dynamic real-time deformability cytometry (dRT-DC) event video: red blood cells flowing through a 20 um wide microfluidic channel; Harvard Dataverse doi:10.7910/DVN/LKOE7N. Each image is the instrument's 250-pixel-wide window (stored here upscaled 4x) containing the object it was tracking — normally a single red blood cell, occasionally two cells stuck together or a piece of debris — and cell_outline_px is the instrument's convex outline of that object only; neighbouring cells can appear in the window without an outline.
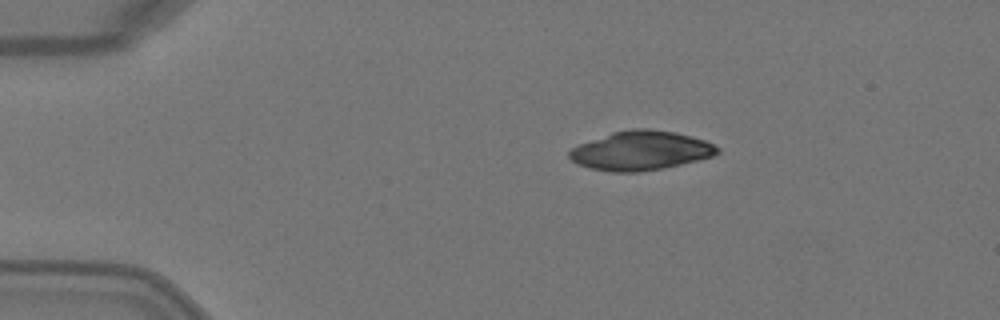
{"species": "Egyptian fruit bat (a non-hibernating species)", "species_latin": "Rousettus aegyptiacus", "temperature_condition": "warm", "stored_images_in_passage": 3, "camera_frame_rate_fps": 3000, "um_per_image_px": 0.085, "animal": {"sex": "female"}, "frame": {"image": 1, "passage_image": 3, "time_ms": 0.667, "image_size_px": [1000, 320], "cell_outline_px": [[720, 152], [712, 156], [664, 168], [640, 172], [612, 172], [588, 168], [572, 160], [568, 156], [568, 152], [572, 148], [580, 144], [612, 132], [632, 128], [648, 128], [676, 132], [692, 136], [704, 140], [720, 148]], "centroid_in_image_um": [54.46, 12.8], "position_along_channel_um": 30.5, "area_um2": 33.7}}